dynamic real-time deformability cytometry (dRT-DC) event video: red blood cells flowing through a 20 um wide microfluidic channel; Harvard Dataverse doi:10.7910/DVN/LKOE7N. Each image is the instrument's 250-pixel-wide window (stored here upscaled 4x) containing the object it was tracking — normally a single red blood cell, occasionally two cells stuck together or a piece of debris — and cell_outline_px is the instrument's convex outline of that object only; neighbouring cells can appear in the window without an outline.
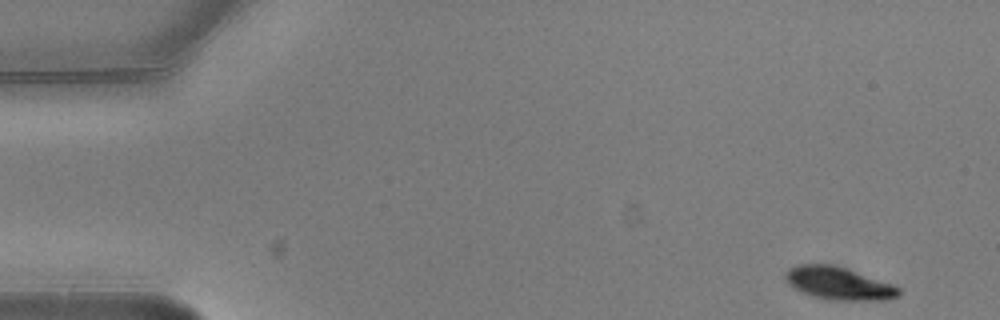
{"species": "common noctule bat (a hibernating species)", "species_latin": "Nyctalus noctula", "temperature_condition": "warm", "stored_images_in_passage": 4, "camera_frame_rate_fps": 3000, "um_per_image_px": 0.085, "animal": {"sex": "male", "body_mass_g": 20.5, "forearm_length_mm": 52.5}, "frame": {"image": 1, "passage_image": 1, "time_ms": 0.0, "image_size_px": [1000, 320], "cell_outline_px": [[900, 296], [888, 300], [836, 300], [812, 296], [788, 284], [784, 276], [784, 272], [788, 268], [800, 264], [836, 264], [848, 268], [892, 284], [900, 288]], "centroid_in_image_um": [71.3, 24.07], "position_along_channel_um": 13.7, "area_um2": 21.73}}
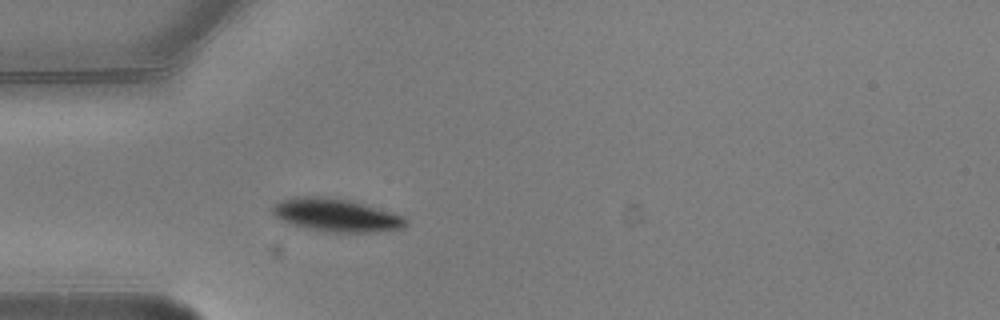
{"frame": {"image": 2, "passage_image": 4, "time_ms": 1.0, "image_size_px": [1000, 320], "cell_outline_px": [[408, 224], [404, 228], [376, 232], [328, 232], [304, 228], [292, 224], [276, 216], [268, 208], [272, 204], [280, 200], [292, 196], [324, 196], [352, 200], [404, 216], [408, 220]], "centroid_in_image_um": [28.56, 18.27], "position_along_channel_um": 56.4, "area_um2": 26.07}}